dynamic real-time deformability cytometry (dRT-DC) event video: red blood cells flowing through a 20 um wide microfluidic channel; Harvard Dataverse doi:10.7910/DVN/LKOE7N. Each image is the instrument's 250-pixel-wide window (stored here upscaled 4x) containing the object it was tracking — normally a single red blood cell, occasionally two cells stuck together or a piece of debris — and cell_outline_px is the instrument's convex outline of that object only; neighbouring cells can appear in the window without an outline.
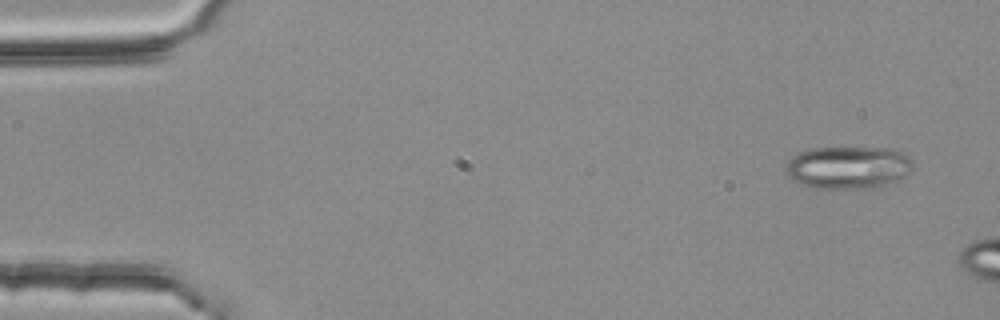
{"species": "common noctule bat (a hibernating species)", "species_latin": "Nyctalus noctula", "temperature_condition": "room temperature", "stored_images_in_passage": 3, "camera_frame_rate_fps": 3000, "um_per_image_px": 0.085, "animal": {"sex": "female", "body_mass_g": 25.1}, "frame": {"image": 1, "passage_image": 1, "time_ms": 0.0, "image_size_px": [1000, 320], "cell_outline_px": [[912, 168], [904, 176], [896, 180], [872, 188], [816, 188], [800, 184], [792, 180], [788, 176], [784, 168], [788, 160], [796, 152], [808, 148], [896, 148], [904, 152], [908, 156], [912, 164]], "centroid_in_image_um": [72.04, 14.21], "position_along_channel_um": 13.0, "area_um2": 31.73}}